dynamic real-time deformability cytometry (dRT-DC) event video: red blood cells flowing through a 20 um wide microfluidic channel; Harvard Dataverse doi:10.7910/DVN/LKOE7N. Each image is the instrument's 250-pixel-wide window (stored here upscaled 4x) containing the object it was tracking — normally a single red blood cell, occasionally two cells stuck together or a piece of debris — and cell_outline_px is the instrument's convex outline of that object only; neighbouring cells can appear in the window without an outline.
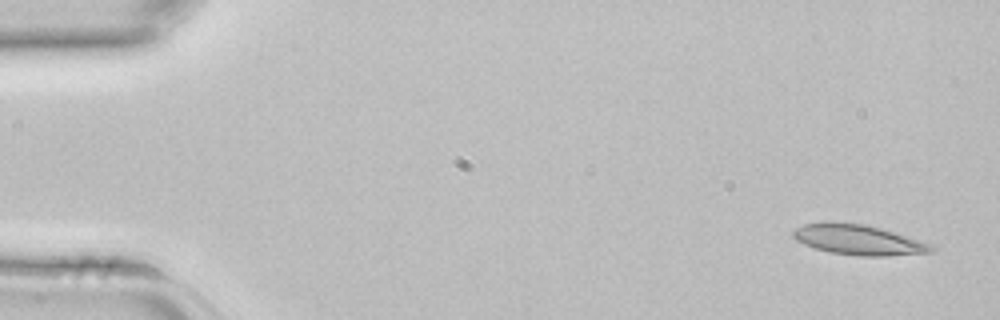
{"species": "common noctule bat (a hibernating species)", "species_latin": "Nyctalus noctula", "temperature_condition": "room temperature", "stored_images_in_passage": 5, "camera_frame_rate_fps": 3000, "um_per_image_px": 0.085, "animal": {"sex": "female", "body_mass_g": 22.7, "forearm_length_mm": 54.2}, "frame": {"image": 1, "passage_image": 1, "time_ms": 0.0, "image_size_px": [1000, 320], "cell_outline_px": [[936, 248], [932, 252], [888, 256], [860, 256], [828, 252], [804, 244], [796, 240], [792, 236], [792, 232], [796, 228], [804, 224], [824, 220], [828, 220], [864, 224], [896, 232], [932, 244]], "centroid_in_image_um": [72.95, 20.36], "position_along_channel_um": 12.1, "area_um2": 24.74}}